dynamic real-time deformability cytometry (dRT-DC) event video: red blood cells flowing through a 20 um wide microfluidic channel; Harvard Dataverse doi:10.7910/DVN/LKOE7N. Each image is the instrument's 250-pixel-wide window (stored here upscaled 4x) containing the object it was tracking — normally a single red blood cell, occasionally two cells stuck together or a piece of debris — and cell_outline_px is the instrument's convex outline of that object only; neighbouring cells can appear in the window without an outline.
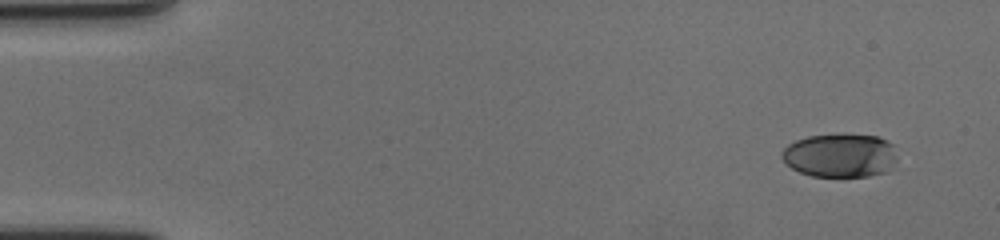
{"species": "human", "species_latin": "Homo sapiens", "temperature_condition": "cold", "stored_images_in_passage": 56, "camera_frame_rate_fps": 3000, "um_per_image_px": 0.085, "donor": {"sex": "female"}, "frame": {"image": 1, "passage_image": 1, "time_ms": 0.0, "image_size_px": [1000, 240], "cell_outline_px": [[896, 160], [884, 172], [868, 176], [812, 176], [800, 172], [792, 168], [780, 156], [784, 148], [788, 144], [796, 140], [808, 136], [876, 136], [892, 144]], "centroid_in_image_um": [71.36, 13.23], "position_along_channel_um": 13.6, "area_um2": 28.5}}
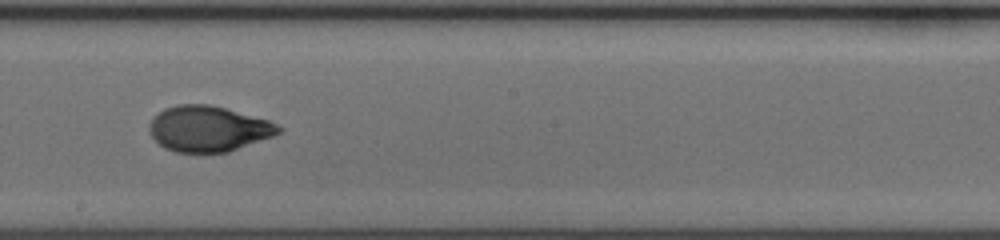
{"frame": {"image": 2, "passage_image": 31, "time_ms": 10.0, "image_size_px": [1000, 240], "cell_outline_px": [[284, 128], [280, 132], [272, 136], [228, 152], [176, 152], [164, 148], [152, 136], [152, 120], [164, 108], [176, 104], [208, 104], [224, 108], [268, 120]], "centroid_in_image_um": [17.73, 10.94], "position_along_channel_um": 230.5, "area_um2": 33.76}}
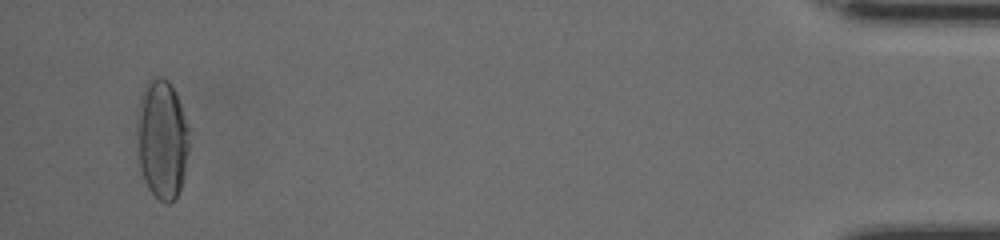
{"frame": {"image": 3, "passage_image": 54, "time_ms": 17.667, "image_size_px": [1000, 240], "cell_outline_px": [[188, 148], [184, 172], [180, 188], [176, 196], [168, 204], [160, 200], [148, 188], [144, 180], [140, 164], [136, 132], [144, 84], [152, 76], [160, 76], [168, 80], [180, 104], [188, 128]], "centroid_in_image_um": [13.76, 11.82], "position_along_channel_um": 421.4, "area_um2": 35.55}, "authors_computed_cell_mechanics": {"area_um2": 33.4662, "velocity_mm_per_s": 3.5345, "shape_relaxation_time_tau1_ms": 6.2682, "shape_relaxation_time_tau2_ms": 1.1949, "deformation_change_tau1": 0.2321, "deformation_change_tau2": 0.054}}